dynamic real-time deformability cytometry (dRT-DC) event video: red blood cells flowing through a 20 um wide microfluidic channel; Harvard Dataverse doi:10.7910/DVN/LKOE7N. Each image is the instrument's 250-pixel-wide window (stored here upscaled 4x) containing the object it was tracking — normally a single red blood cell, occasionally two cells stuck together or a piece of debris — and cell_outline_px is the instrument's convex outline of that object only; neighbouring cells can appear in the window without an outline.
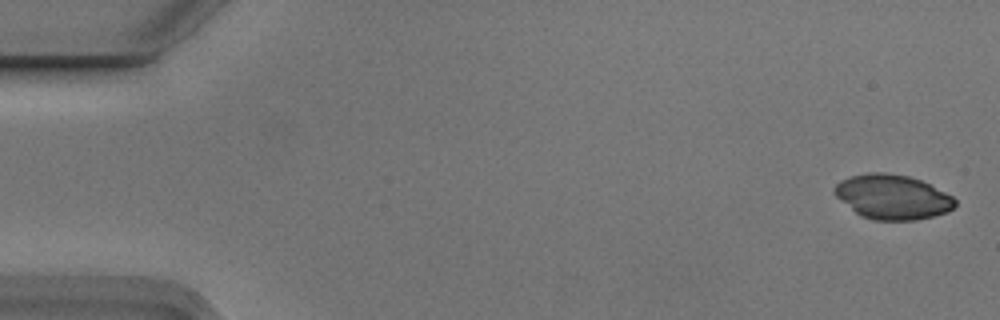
{"species": "Egyptian fruit bat (a non-hibernating species)", "species_latin": "Rousettus aegyptiacus", "temperature_condition": "cold", "stored_images_in_passage": 5, "camera_frame_rate_fps": 3000, "um_per_image_px": 0.085, "animal": {"sex": "male"}, "frame": {"image": 1, "passage_image": 1, "time_ms": 0.0, "image_size_px": [1000, 320], "cell_outline_px": [[956, 204], [948, 212], [916, 220], [872, 220], [860, 216], [836, 196], [832, 192], [832, 188], [840, 180], [852, 176], [868, 172], [884, 172], [908, 176], [920, 180], [952, 196], [956, 200]], "centroid_in_image_um": [75.83, 16.74], "position_along_channel_um": 9.2, "area_um2": 31.27}}